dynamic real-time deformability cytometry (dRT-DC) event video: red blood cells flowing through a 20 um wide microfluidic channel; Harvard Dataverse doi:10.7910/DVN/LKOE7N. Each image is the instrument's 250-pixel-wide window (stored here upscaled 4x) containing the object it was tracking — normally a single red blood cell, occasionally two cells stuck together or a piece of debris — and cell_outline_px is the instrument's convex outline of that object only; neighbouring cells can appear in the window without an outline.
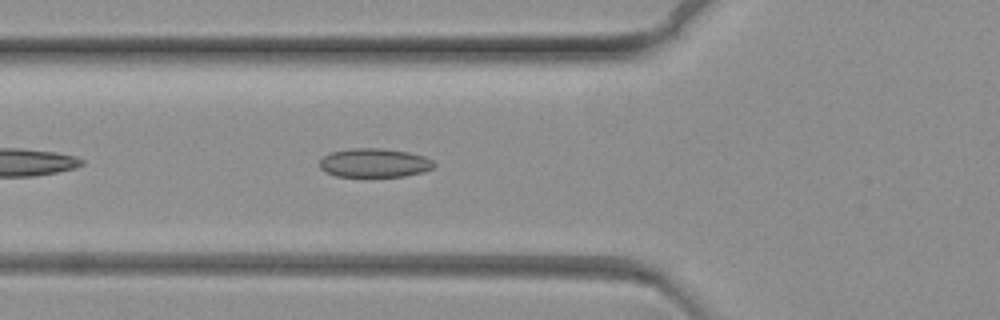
{"species": "common noctule bat (a hibernating species)", "species_latin": "Nyctalus noctula", "temperature_condition": "warm", "stored_images_in_passage": 51, "camera_frame_rate_fps": 3000, "um_per_image_px": 0.085, "animal": {"sex": "female", "body_mass_g": 19.3, "forearm_length_mm": 54.1}, "frame": {"image": 1, "passage_image": 8, "time_ms": 2.333, "image_size_px": [1000, 320], "cell_outline_px": [[436, 164], [432, 168], [424, 172], [404, 176], [336, 176], [324, 172], [320, 168], [320, 160], [328, 152], [352, 148], [384, 148], [408, 152], [424, 156], [432, 160]], "centroid_in_image_um": [31.81, 13.83], "position_along_channel_um": 94.0, "area_um2": 19.36}}
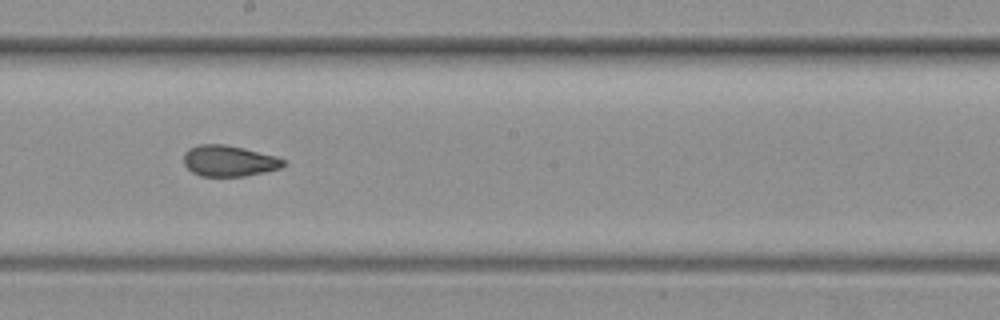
{"frame": {"image": 2, "passage_image": 22, "time_ms": 7.0, "image_size_px": [1000, 320], "cell_outline_px": [[288, 164], [280, 168], [264, 172], [244, 176], [200, 176], [192, 172], [184, 164], [184, 152], [188, 148], [200, 144], [224, 144], [244, 148], [276, 156], [284, 160]], "centroid_in_image_um": [19.46, 13.67], "position_along_channel_um": 228.7, "area_um2": 18.09}}
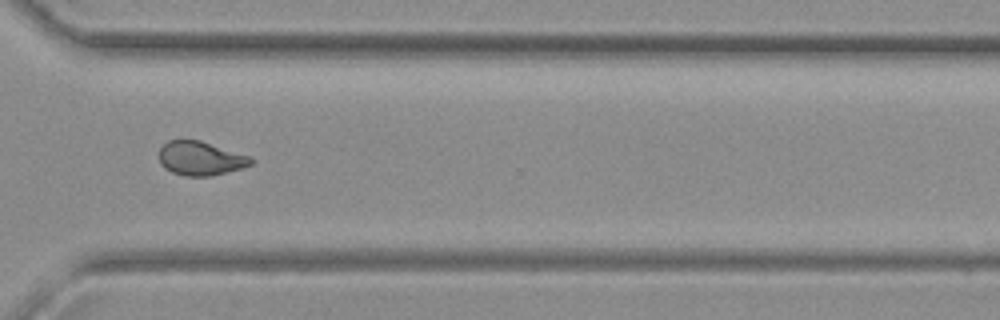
{"frame": {"image": 3, "passage_image": 35, "time_ms": 11.333, "image_size_px": [1000, 320], "cell_outline_px": [[252, 164], [244, 168], [212, 176], [184, 176], [172, 172], [164, 168], [160, 164], [160, 148], [168, 140], [200, 140], [252, 156]], "centroid_in_image_um": [17.07, 13.47], "position_along_channel_um": 353.5, "area_um2": 18.38}}